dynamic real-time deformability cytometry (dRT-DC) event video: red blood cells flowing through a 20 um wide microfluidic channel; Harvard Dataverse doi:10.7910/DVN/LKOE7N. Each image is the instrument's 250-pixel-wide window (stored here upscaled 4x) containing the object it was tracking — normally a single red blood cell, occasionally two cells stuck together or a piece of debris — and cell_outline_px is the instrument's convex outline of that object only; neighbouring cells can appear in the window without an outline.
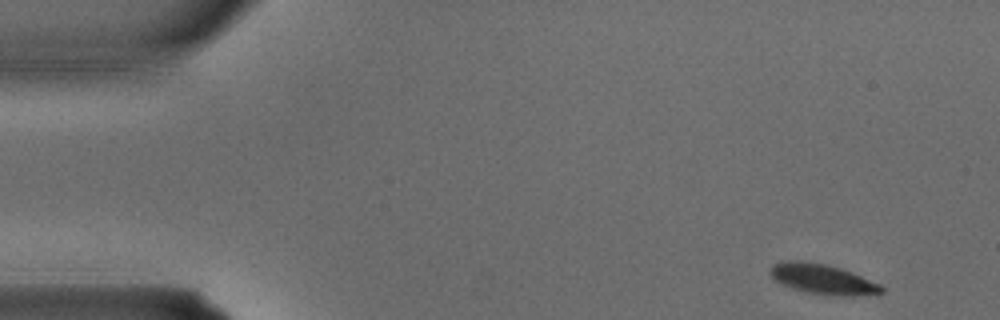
{"species": "common noctule bat (a hibernating species)", "species_latin": "Nyctalus noctula", "temperature_condition": "warm", "stored_images_in_passage": 3, "camera_frame_rate_fps": 3000, "um_per_image_px": 0.085, "animal": {"sex": "male", "body_mass_g": 15.6}, "frame": {"image": 1, "passage_image": 1, "time_ms": 0.0, "image_size_px": [1000, 320], "cell_outline_px": [[884, 292], [852, 296], [840, 296], [804, 292], [792, 288], [776, 280], [768, 272], [772, 264], [784, 260], [796, 260], [824, 264], [840, 268], [852, 272], [880, 284], [884, 288]], "centroid_in_image_um": [69.91, 23.72], "position_along_channel_um": 15.1, "area_um2": 19.36}}
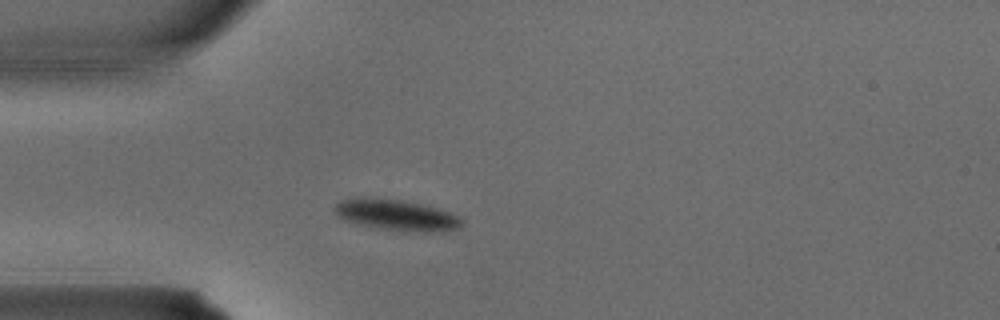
{"frame": {"image": 2, "passage_image": 3, "time_ms": 0.667, "image_size_px": [1000, 320], "cell_outline_px": [[464, 224], [460, 228], [444, 232], [420, 232], [380, 228], [360, 224], [348, 220], [340, 216], [332, 208], [340, 200], [404, 200], [436, 208], [448, 212], [464, 220]], "centroid_in_image_um": [33.83, 18.32], "position_along_channel_um": 51.2, "area_um2": 21.96}}